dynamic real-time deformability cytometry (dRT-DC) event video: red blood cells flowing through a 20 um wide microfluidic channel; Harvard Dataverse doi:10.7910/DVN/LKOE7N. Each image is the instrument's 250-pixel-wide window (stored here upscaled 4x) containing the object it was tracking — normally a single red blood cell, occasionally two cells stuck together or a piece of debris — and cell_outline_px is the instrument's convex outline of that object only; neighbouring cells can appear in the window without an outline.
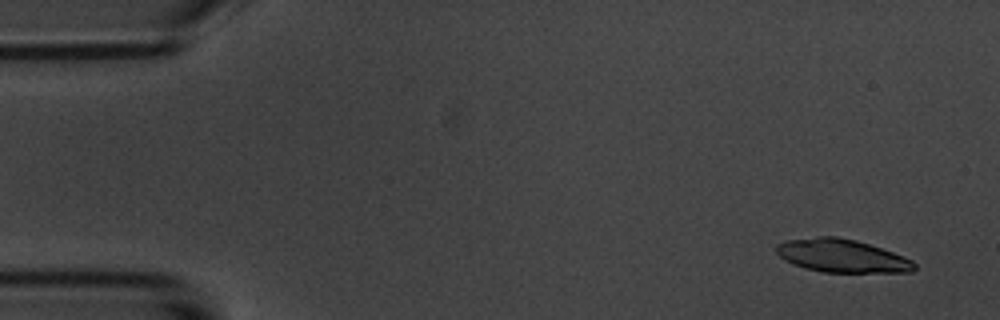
{"species": "common noctule bat (a hibernating species)", "species_latin": "Nyctalus noctula", "temperature_condition": "room temperature", "stored_images_in_passage": 6, "camera_frame_rate_fps": 3000, "um_per_image_px": 0.085, "animal": {"sex": "male", "body_mass_g": 20.1, "forearm_length_mm": 53.5}, "frame": {"image": 1, "passage_image": 1, "time_ms": 0.0, "image_size_px": [1000, 320], "cell_outline_px": [[916, 268], [912, 272], [824, 272], [804, 268], [792, 264], [784, 260], [776, 252], [776, 244], [788, 240], [816, 236], [836, 236], [856, 240], [904, 256], [912, 260], [916, 264]], "centroid_in_image_um": [71.54, 21.74], "position_along_channel_um": 13.5, "area_um2": 26.65}}
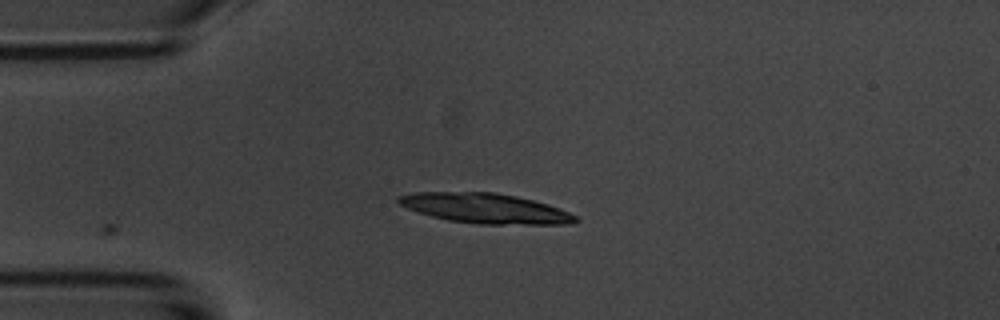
{"frame": {"image": 2, "passage_image": 4, "time_ms": 3.333, "image_size_px": [1000, 320], "cell_outline_px": [[580, 220], [568, 224], [476, 224], [448, 220], [432, 216], [408, 208], [400, 204], [396, 200], [396, 196], [412, 192], [496, 192], [516, 196], [548, 204], [560, 208], [576, 216]], "centroid_in_image_um": [41.24, 17.7], "position_along_channel_um": 43.8, "area_um2": 30.87}}